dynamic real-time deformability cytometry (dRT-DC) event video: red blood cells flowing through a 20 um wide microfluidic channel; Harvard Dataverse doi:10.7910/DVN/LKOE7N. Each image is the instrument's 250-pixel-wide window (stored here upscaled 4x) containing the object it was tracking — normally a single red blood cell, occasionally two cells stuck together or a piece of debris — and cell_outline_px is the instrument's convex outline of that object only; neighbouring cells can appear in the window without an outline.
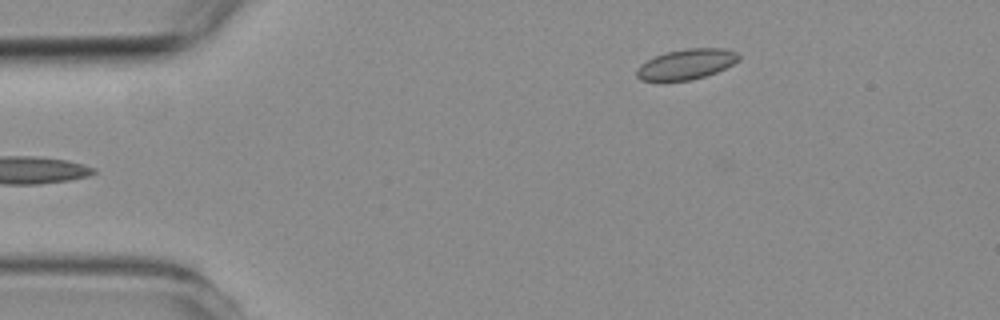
{"species": "common noctule bat (a hibernating species)", "species_latin": "Nyctalus noctula", "temperature_condition": "room temperature", "stored_images_in_passage": 4, "camera_frame_rate_fps": 3000, "um_per_image_px": 0.085, "animal": {"sex": "female", "body_mass_g": 19.3, "forearm_length_mm": 54.1}, "frame": {"image": 1, "passage_image": 4, "time_ms": 3.667, "image_size_px": [1000, 320], "cell_outline_px": [[740, 60], [716, 72], [692, 80], [660, 84], [640, 80], [636, 76], [636, 68], [640, 64], [656, 56], [668, 52], [688, 48], [724, 48], [736, 52], [740, 56]], "centroid_in_image_um": [58.27, 5.51], "position_along_channel_um": 26.7, "area_um2": 18.55}}